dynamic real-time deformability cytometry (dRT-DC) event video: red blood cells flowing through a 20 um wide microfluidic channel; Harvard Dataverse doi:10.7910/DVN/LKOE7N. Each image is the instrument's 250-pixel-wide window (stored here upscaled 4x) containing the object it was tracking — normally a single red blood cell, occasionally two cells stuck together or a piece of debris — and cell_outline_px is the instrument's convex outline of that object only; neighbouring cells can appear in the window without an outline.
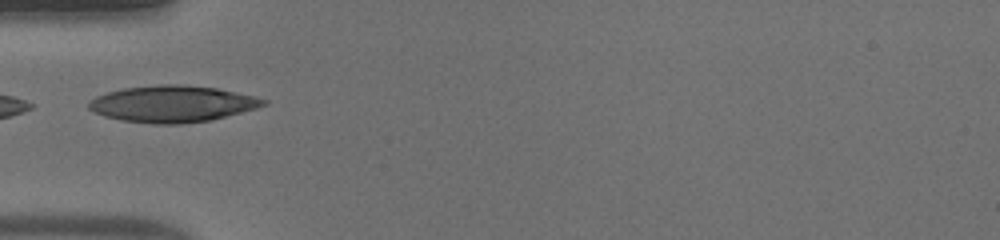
{"species": "human", "species_latin": "Homo sapiens", "temperature_condition": "warm", "stored_images_in_passage": 36, "camera_frame_rate_fps": 3000, "um_per_image_px": 0.085, "donor": {"sex": "male"}, "frame": {"image": 1, "passage_image": 1, "time_ms": 0.0, "image_size_px": [1000, 240], "cell_outline_px": [[268, 104], [256, 108], [212, 120], [180, 124], [152, 124], [120, 120], [104, 116], [88, 108], [88, 100], [96, 96], [108, 92], [124, 88], [160, 84], [184, 84], [216, 88], [256, 96], [268, 100]], "centroid_in_image_um": [14.66, 8.83], "position_along_channel_um": 70.3, "area_um2": 37.4}}
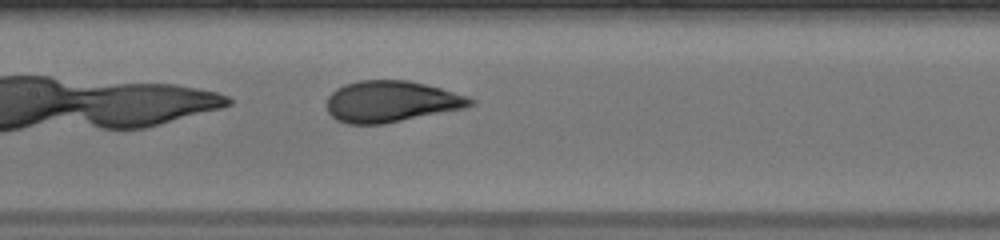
{"frame": {"image": 2, "passage_image": 9, "time_ms": 2.667, "image_size_px": [1000, 240], "cell_outline_px": [[476, 104], [464, 108], [384, 124], [348, 124], [336, 120], [328, 112], [328, 96], [336, 88], [344, 84], [360, 80], [408, 80], [440, 88], [468, 96], [476, 100]], "centroid_in_image_um": [33.26, 8.63], "position_along_channel_um": 174.1, "area_um2": 34.56}}
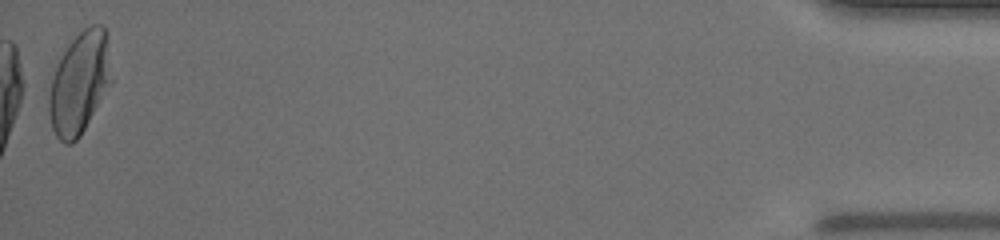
{"frame": {"image": 3, "passage_image": 36, "time_ms": 11.667, "image_size_px": [1000, 240], "cell_outline_px": [[112, 84], [80, 136], [72, 144], [64, 144], [56, 136], [52, 128], [48, 112], [48, 92], [56, 64], [68, 44], [84, 28], [92, 24], [100, 24], [108, 32], [112, 80]], "centroid_in_image_um": [6.77, 7.05], "position_along_channel_um": 428.4, "area_um2": 37.74}, "authors_computed_cell_mechanics": {"area_um2": 35.4603, "velocity_mm_per_s": 3.8665, "shape_relaxation_time_tau1_ms": 4.0745, "shape_relaxation_time_tau2_ms": null, "deformation_change_tau1": 0.1929, "deformation_change_tau2": null}}